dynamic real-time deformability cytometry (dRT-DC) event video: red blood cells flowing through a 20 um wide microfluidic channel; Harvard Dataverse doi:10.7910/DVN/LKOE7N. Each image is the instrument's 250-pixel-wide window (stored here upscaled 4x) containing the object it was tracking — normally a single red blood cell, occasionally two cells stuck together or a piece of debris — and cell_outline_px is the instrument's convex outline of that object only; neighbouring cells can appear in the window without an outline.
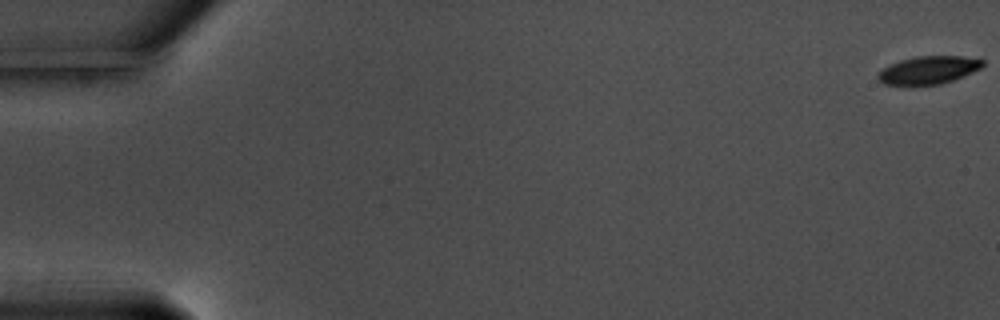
{"species": "common noctule bat (a hibernating species)", "species_latin": "Nyctalus noctula", "temperature_condition": "warm", "stored_images_in_passage": 54, "camera_frame_rate_fps": 3000, "um_per_image_px": 0.085, "animal": {"sex": "male", "body_mass_g": 17.5, "forearm_length_mm": 52.3}, "frame": {"image": 1, "passage_image": 1, "time_ms": 0.0, "image_size_px": [1000, 320], "cell_outline_px": [[984, 64], [980, 68], [964, 76], [940, 84], [908, 88], [884, 84], [876, 76], [884, 68], [900, 60], [916, 56], [960, 56], [984, 60]], "centroid_in_image_um": [78.88, 6.0], "position_along_channel_um": 6.1, "area_um2": 17.4}}
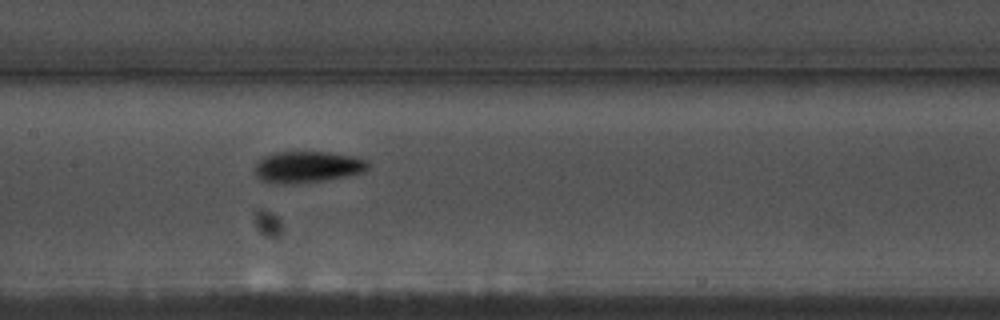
{"frame": {"image": 2, "passage_image": 30, "time_ms": 9.667, "image_size_px": [1000, 320], "cell_outline_px": [[368, 168], [364, 172], [328, 180], [296, 184], [280, 184], [260, 180], [256, 176], [256, 164], [264, 156], [276, 152], [328, 152], [352, 156], [368, 160]], "centroid_in_image_um": [26.14, 14.2], "position_along_channel_um": 181.3, "area_um2": 20.81}}
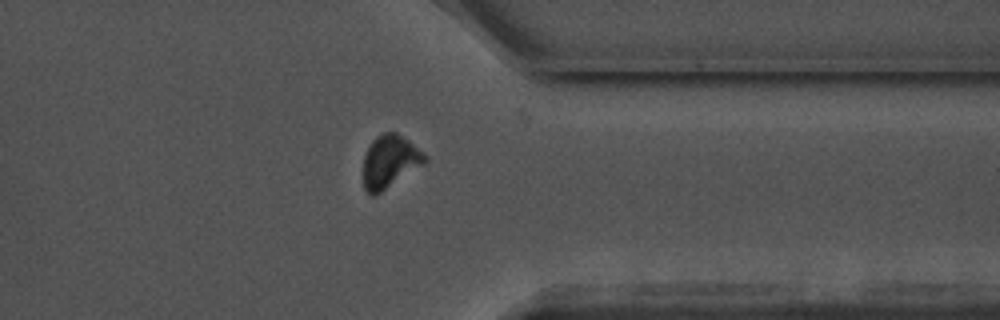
{"frame": {"image": 3, "passage_image": 47, "time_ms": 15.333, "image_size_px": [1000, 320], "cell_outline_px": [[428, 160], [424, 164], [376, 196], [372, 196], [364, 188], [364, 156], [372, 140], [376, 136], [384, 132], [396, 132], [408, 140], [428, 156]], "centroid_in_image_um": [33.15, 13.74], "position_along_channel_um": 378.3, "area_um2": 18.96}}